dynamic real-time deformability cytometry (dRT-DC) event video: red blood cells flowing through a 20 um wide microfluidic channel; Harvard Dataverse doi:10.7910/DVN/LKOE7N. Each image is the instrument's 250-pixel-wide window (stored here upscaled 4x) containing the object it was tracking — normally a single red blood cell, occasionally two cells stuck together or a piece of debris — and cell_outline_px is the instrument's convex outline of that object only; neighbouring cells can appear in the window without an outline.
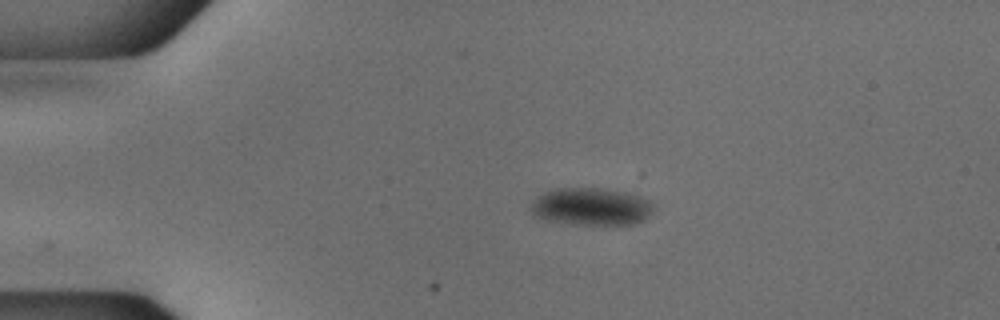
{"species": "common noctule bat (a hibernating species)", "species_latin": "Nyctalus noctula", "temperature_condition": "cold", "stored_images_in_passage": 43, "camera_frame_rate_fps": 3000, "um_per_image_px": 0.085, "animal": {"sex": "male", "body_mass_g": 18.8}, "frame": {"image": 1, "passage_image": 1, "time_ms": 0.0, "image_size_px": [1000, 320], "cell_outline_px": [[656, 208], [644, 220], [636, 224], [576, 224], [548, 220], [536, 216], [528, 208], [532, 200], [536, 196], [544, 192], [556, 188], [604, 188], [640, 196], [648, 200]], "centroid_in_image_um": [50.24, 17.55], "position_along_channel_um": 34.8, "area_um2": 26.88}}
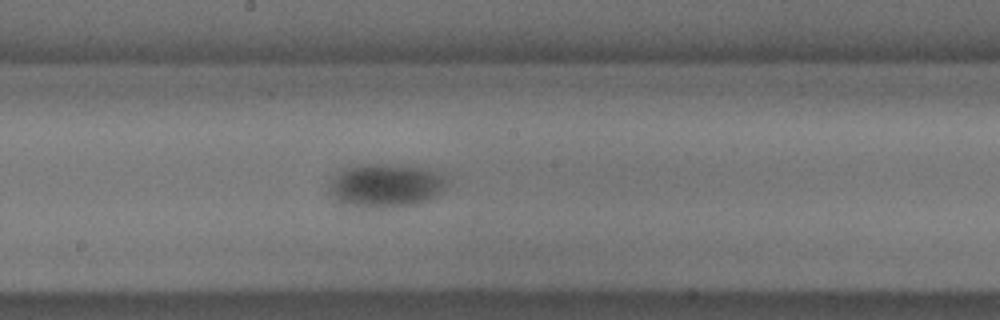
{"frame": {"image": 2, "passage_image": 19, "time_ms": 6.0, "image_size_px": [1000, 320], "cell_outline_px": [[448, 184], [436, 196], [412, 204], [376, 208], [344, 204], [336, 200], [328, 192], [328, 188], [332, 180], [344, 168], [368, 164], [400, 164], [424, 168], [444, 172], [448, 180]], "centroid_in_image_um": [32.83, 15.74], "position_along_channel_um": 215.4, "area_um2": 29.82}}
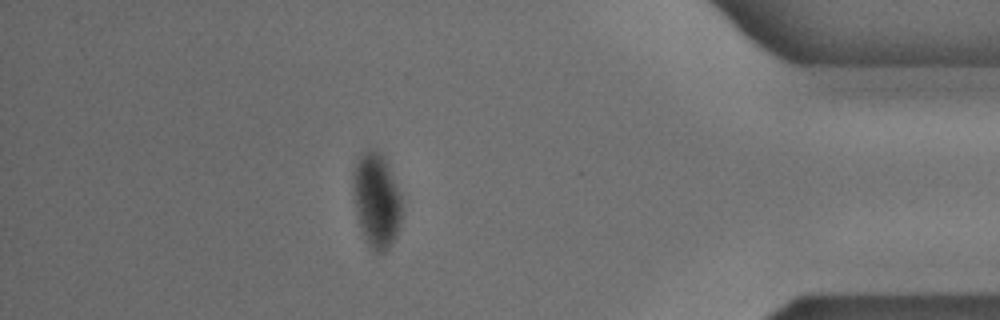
{"frame": {"image": 3, "passage_image": 37, "time_ms": 12.0, "image_size_px": [1000, 320], "cell_outline_px": [[400, 220], [396, 236], [388, 248], [384, 252], [376, 252], [368, 244], [364, 236], [356, 212], [352, 180], [352, 172], [360, 156], [368, 148], [376, 148], [384, 156], [400, 196]], "centroid_in_image_um": [31.98, 16.99], "position_along_channel_um": 403.2, "area_um2": 26.3}, "authors_computed_cell_mechanics": {"area_um2": 28.3798, "velocity_mm_per_s": 3.7608, "shape_relaxation_time_tau1_ms": 8.273, "shape_relaxation_time_tau2_ms": null, "deformation_change_tau1": 0.1053, "deformation_change_tau2": null}}